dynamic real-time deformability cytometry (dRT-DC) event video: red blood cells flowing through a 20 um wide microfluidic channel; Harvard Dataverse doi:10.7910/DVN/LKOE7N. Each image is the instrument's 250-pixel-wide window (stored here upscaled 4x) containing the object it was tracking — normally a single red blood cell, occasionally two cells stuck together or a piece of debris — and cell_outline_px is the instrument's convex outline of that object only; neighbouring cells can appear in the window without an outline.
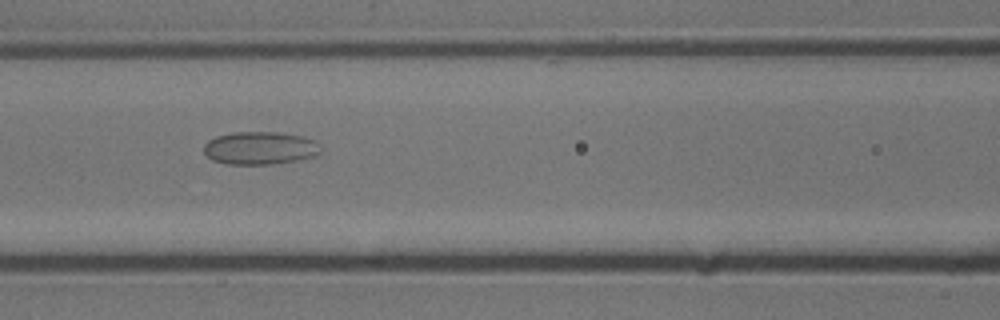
{"species": "common noctule bat (a hibernating species)", "species_latin": "Nyctalus noctula", "temperature_condition": "cold", "stored_images_in_passage": 13, "camera_frame_rate_fps": 3000, "um_per_image_px": 0.085, "animal": {"sex": "male", "body_mass_g": 13.3}, "frame": {"image": 1, "passage_image": 4, "time_ms": 1.0, "image_size_px": [1000, 320], "cell_outline_px": [[320, 152], [316, 156], [296, 160], [272, 164], [228, 164], [212, 160], [204, 152], [204, 144], [208, 140], [216, 136], [232, 132], [276, 132], [304, 136], [316, 140], [320, 144]], "centroid_in_image_um": [22.12, 12.57], "position_along_channel_um": 144.5, "area_um2": 22.54}}
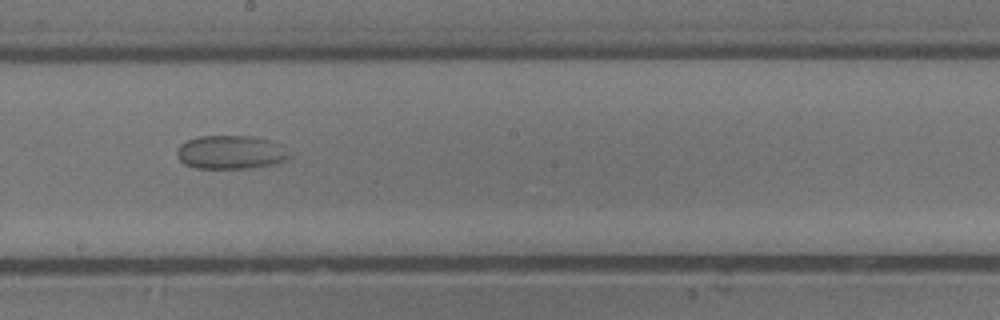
{"frame": {"image": 2, "passage_image": 6, "time_ms": 1.667, "image_size_px": [1000, 320], "cell_outline_px": [[292, 156], [284, 160], [272, 164], [248, 168], [196, 168], [184, 164], [176, 156], [176, 152], [180, 144], [188, 140], [200, 136], [252, 136], [272, 140]], "centroid_in_image_um": [19.56, 12.94], "position_along_channel_um": 228.6, "area_um2": 21.85}}
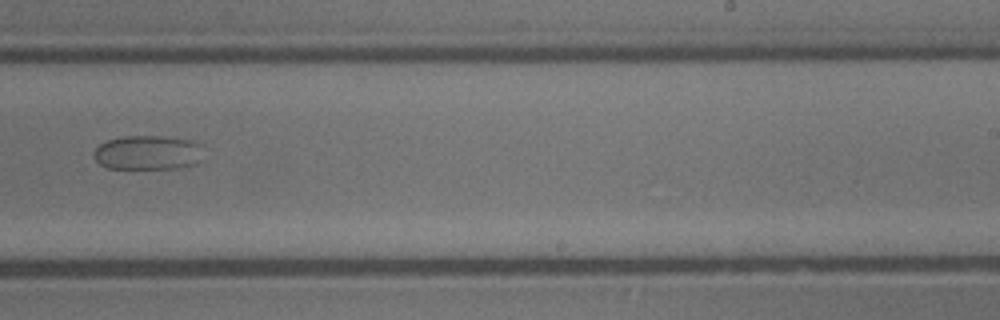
{"frame": {"image": 3, "passage_image": 7, "time_ms": 2.0, "image_size_px": [1000, 320], "cell_outline_px": [[204, 144], [200, 160], [196, 164], [184, 168], [108, 168], [100, 164], [96, 160], [96, 148], [100, 144], [108, 140], [124, 136], [160, 136], [192, 140]], "centroid_in_image_um": [12.65, 12.97], "position_along_channel_um": 276.3, "area_um2": 22.02}}